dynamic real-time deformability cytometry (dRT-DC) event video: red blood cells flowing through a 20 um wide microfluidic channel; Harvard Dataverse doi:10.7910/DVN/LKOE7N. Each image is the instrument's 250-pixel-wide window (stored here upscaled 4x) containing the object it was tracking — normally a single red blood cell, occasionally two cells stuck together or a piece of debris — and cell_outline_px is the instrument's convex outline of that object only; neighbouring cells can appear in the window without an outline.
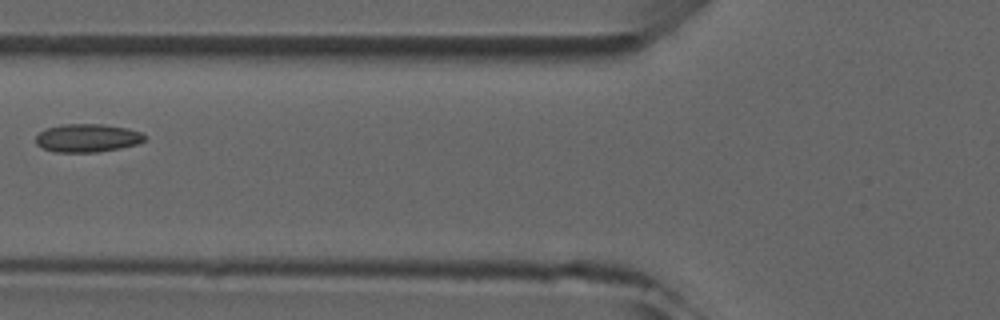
{"species": "common noctule bat (a hibernating species)", "species_latin": "Nyctalus noctula", "temperature_condition": "room temperature", "stored_images_in_passage": 4, "camera_frame_rate_fps": 3000, "um_per_image_px": 0.085, "animal": {"sex": "male", "forearm_length_mm": 52.5}, "frame": {"image": 1, "passage_image": 4, "time_ms": 3.667, "image_size_px": [1000, 320], "cell_outline_px": [[148, 136], [144, 140], [136, 144], [120, 148], [96, 152], [56, 152], [44, 148], [36, 144], [36, 136], [40, 132], [48, 128], [64, 124], [104, 124], [128, 128], [140, 132]], "centroid_in_image_um": [7.45, 11.72], "position_along_channel_um": 118.3, "area_um2": 17.8}}